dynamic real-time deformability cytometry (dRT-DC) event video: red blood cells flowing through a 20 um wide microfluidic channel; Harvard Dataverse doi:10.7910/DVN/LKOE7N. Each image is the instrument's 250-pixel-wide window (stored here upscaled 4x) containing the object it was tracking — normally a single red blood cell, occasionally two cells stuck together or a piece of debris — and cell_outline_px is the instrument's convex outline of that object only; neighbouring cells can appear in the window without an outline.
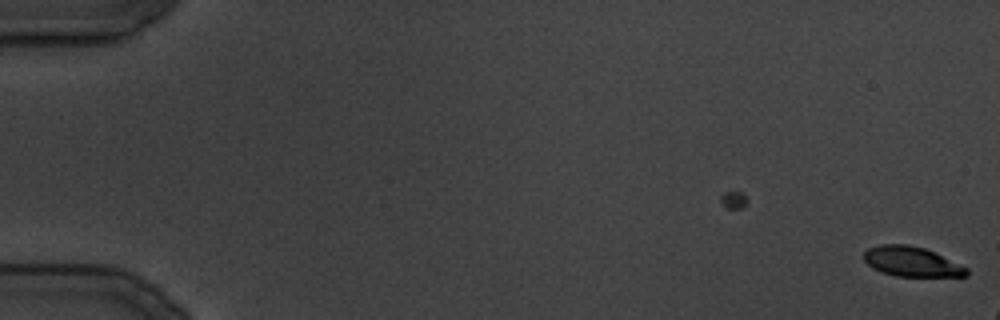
{"species": "common noctule bat (a hibernating species)", "species_latin": "Nyctalus noctula", "temperature_condition": "cold", "stored_images_in_passage": 22, "camera_frame_rate_fps": 3000, "um_per_image_px": 0.085, "animal": {"sex": "male", "body_mass_g": 19.5, "forearm_length_mm": 54.6}, "frame": {"image": 1, "passage_image": 1, "time_ms": 0.0, "image_size_px": [1000, 320], "cell_outline_px": [[968, 276], [896, 276], [880, 272], [872, 268], [864, 260], [864, 252], [868, 248], [880, 244], [908, 244], [924, 248], [968, 268]], "centroid_in_image_um": [77.45, 22.24], "position_along_channel_um": 7.6, "area_um2": 17.74}}